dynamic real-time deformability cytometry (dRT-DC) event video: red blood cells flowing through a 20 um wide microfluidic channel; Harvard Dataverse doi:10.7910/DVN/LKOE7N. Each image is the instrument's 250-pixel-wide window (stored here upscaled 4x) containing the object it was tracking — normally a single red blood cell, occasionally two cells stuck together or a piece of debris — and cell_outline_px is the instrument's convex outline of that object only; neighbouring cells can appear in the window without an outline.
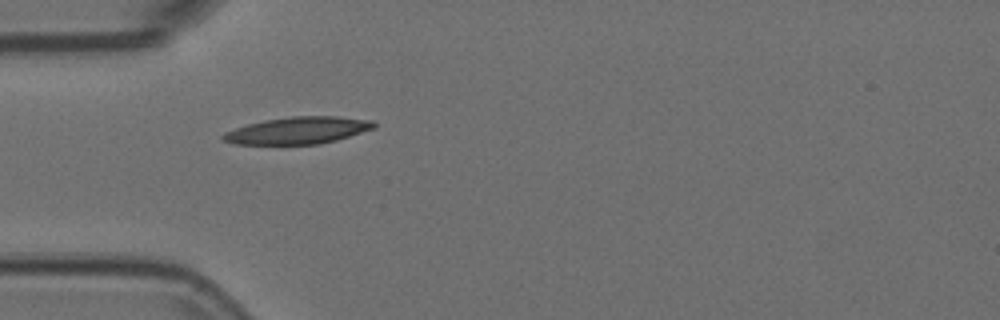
{"species": "Egyptian fruit bat (a non-hibernating species)", "species_latin": "Rousettus aegyptiacus", "temperature_condition": "room temperature", "stored_images_in_passage": 1, "camera_frame_rate_fps": 3000, "um_per_image_px": 0.085, "animal": {"sex": "female"}, "frame": {"image": 1, "passage_image": 1, "time_ms": 0.0, "image_size_px": [1000, 320], "cell_outline_px": [[376, 128], [336, 140], [320, 144], [232, 144], [224, 140], [220, 136], [224, 132], [248, 124], [264, 120], [292, 116], [336, 116], [372, 120], [376, 124]], "centroid_in_image_um": [25.33, 11.08], "position_along_channel_um": 59.7, "area_um2": 23.76}}